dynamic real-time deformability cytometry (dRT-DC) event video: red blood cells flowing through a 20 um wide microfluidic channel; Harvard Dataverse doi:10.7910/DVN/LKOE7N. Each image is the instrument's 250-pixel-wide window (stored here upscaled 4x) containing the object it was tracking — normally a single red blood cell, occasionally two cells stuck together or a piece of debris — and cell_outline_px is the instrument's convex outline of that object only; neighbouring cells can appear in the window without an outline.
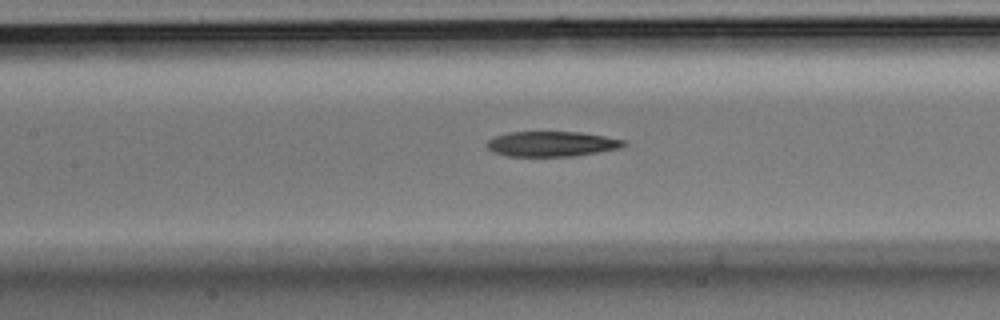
{"species": "Egyptian fruit bat (a non-hibernating species)", "species_latin": "Rousettus aegyptiacus", "temperature_condition": "room temperature", "stored_images_in_passage": 5, "camera_frame_rate_fps": 3000, "um_per_image_px": 0.085, "animal": {"sex": "male"}, "frame": {"image": 1, "passage_image": 4, "time_ms": 1.0, "image_size_px": [1000, 320], "cell_outline_px": [[628, 144], [620, 148], [600, 152], [576, 156], [504, 156], [492, 152], [484, 144], [488, 140], [496, 136], [508, 132], [580, 132], [628, 140]], "centroid_in_image_um": [46.91, 12.24], "position_along_channel_um": 160.5, "area_um2": 20.35}}